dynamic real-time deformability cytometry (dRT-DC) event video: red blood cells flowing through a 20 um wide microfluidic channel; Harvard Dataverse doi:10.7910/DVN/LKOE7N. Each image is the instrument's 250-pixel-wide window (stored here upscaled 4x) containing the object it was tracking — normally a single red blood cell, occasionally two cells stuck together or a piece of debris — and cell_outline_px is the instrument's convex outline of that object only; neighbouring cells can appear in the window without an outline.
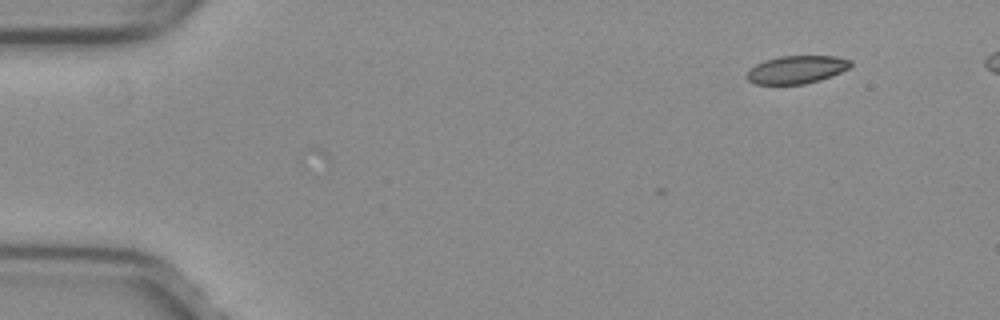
{"species": "common noctule bat (a hibernating species)", "species_latin": "Nyctalus noctula", "temperature_condition": "warm", "stored_images_in_passage": 3, "camera_frame_rate_fps": 3000, "um_per_image_px": 0.085, "animal": {"sex": "female", "body_mass_g": 29.2, "forearm_length_mm": 56.3}, "frame": {"image": 1, "passage_image": 1, "time_ms": 0.0, "image_size_px": [1000, 320], "cell_outline_px": [[852, 64], [848, 68], [832, 76], [820, 80], [804, 84], [756, 84], [748, 80], [744, 76], [756, 64], [764, 60], [780, 56], [836, 56], [852, 60]], "centroid_in_image_um": [67.72, 5.91], "position_along_channel_um": 17.3, "area_um2": 16.88}}